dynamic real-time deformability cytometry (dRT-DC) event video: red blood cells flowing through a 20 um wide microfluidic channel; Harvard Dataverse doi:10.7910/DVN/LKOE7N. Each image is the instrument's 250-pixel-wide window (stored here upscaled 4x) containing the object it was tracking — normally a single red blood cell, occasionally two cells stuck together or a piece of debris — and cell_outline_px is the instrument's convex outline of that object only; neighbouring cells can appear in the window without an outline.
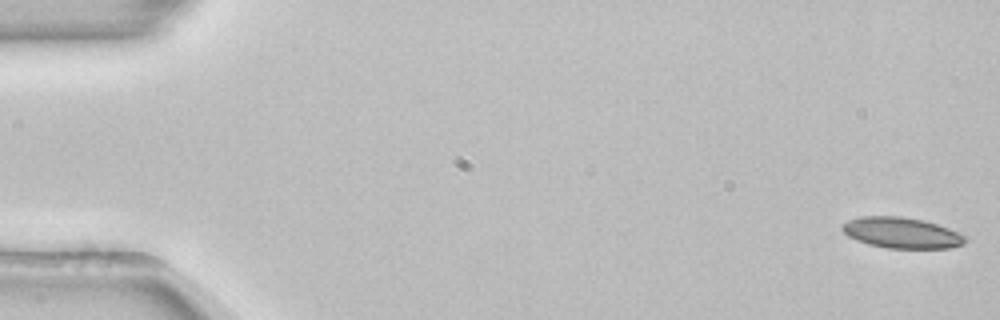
{"species": "common noctule bat (a hibernating species)", "species_latin": "Nyctalus noctula", "temperature_condition": "room temperature", "stored_images_in_passage": 53, "camera_frame_rate_fps": 3000, "um_per_image_px": 0.085, "animal": {"sex": "female", "body_mass_g": 22.7, "forearm_length_mm": 54.2}, "frame": {"image": 1, "passage_image": 1, "time_ms": 0.0, "image_size_px": [1000, 320], "cell_outline_px": [[968, 240], [964, 244], [948, 248], [888, 248], [868, 244], [856, 240], [848, 236], [840, 228], [840, 224], [848, 220], [860, 216], [900, 216], [924, 220], [948, 228], [968, 236]], "centroid_in_image_um": [76.63, 19.78], "position_along_channel_um": 8.4, "area_um2": 22.31}}
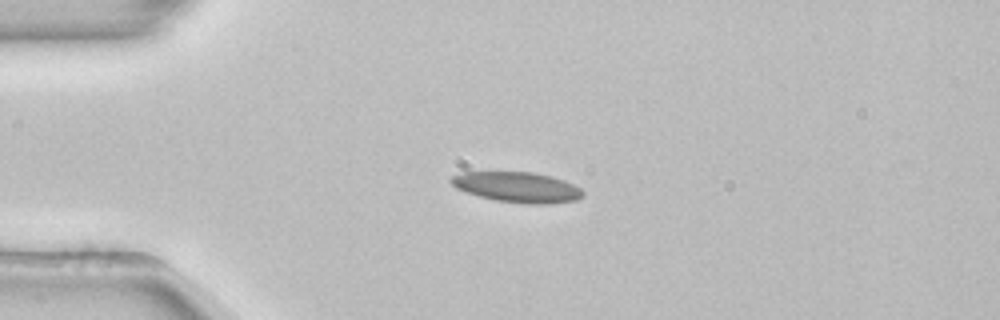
{"frame": {"image": 2, "passage_image": 13, "time_ms": 4.0, "image_size_px": [1000, 320], "cell_outline_px": [[584, 196], [576, 200], [548, 204], [528, 204], [496, 200], [480, 196], [456, 188], [448, 180], [452, 176], [464, 172], [532, 172], [552, 176], [564, 180], [580, 188], [584, 192]], "centroid_in_image_um": [43.99, 15.91], "position_along_channel_um": 41.0, "area_um2": 23.24}}
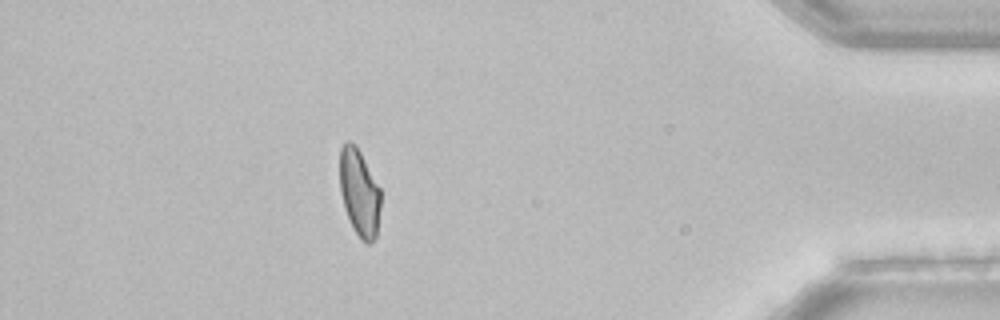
{"frame": {"image": 3, "passage_image": 47, "time_ms": 15.333, "image_size_px": [1000, 320], "cell_outline_px": [[380, 208], [376, 236], [368, 244], [360, 240], [344, 208], [340, 192], [340, 148], [348, 140], [356, 144], [380, 188]], "centroid_in_image_um": [30.54, 16.35], "position_along_channel_um": 404.7, "area_um2": 20.63}, "authors_computed_cell_mechanics": {"area_um2": 22.3108, "velocity_mm_per_s": 3.8794, "shape_relaxation_time_tau1_ms": 8.3211, "shape_relaxation_time_tau2_ms": null, "deformation_change_tau1": 0.1584, "deformation_change_tau2": null}}